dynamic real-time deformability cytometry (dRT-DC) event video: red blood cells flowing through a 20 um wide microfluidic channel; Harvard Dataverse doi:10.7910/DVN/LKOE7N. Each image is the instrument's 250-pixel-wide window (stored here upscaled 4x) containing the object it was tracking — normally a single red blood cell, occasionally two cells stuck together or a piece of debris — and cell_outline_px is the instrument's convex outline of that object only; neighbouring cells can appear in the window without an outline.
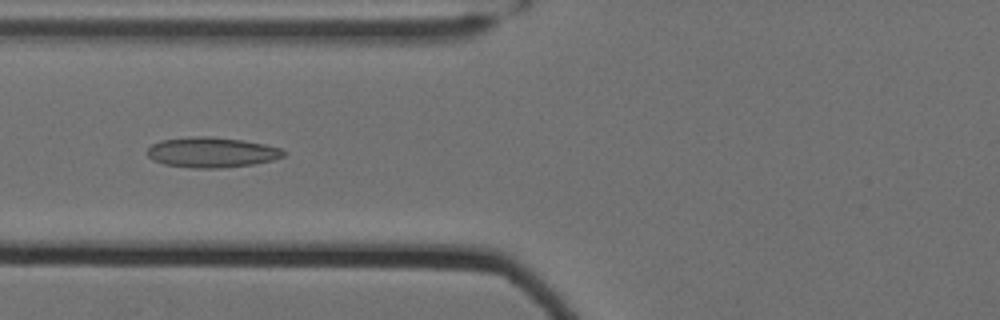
{"species": "Egyptian fruit bat (a non-hibernating species)", "species_latin": "Rousettus aegyptiacus", "temperature_condition": "cold", "stored_images_in_passage": 61, "camera_frame_rate_fps": 3000, "um_per_image_px": 0.085, "animal": {"sex": "female"}, "frame": {"image": 1, "passage_image": 27, "time_ms": 8.667, "image_size_px": [1000, 320], "cell_outline_px": [[288, 152], [284, 156], [272, 160], [252, 164], [220, 168], [192, 168], [164, 164], [152, 160], [148, 156], [148, 148], [152, 144], [160, 140], [188, 136], [212, 136], [240, 140], [264, 144], [280, 148]], "centroid_in_image_um": [17.97, 12.94], "position_along_channel_um": 107.8, "area_um2": 24.1}}
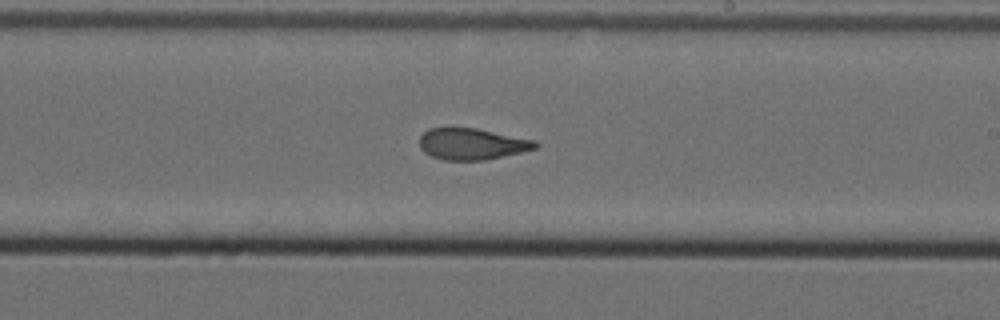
{"frame": {"image": 2, "passage_image": 39, "time_ms": 12.667, "image_size_px": [1000, 320], "cell_outline_px": [[540, 144], [536, 148], [520, 152], [484, 160], [444, 160], [432, 156], [424, 152], [420, 148], [420, 136], [428, 128], [476, 128], [536, 140]], "centroid_in_image_um": [40.12, 12.23], "position_along_channel_um": 248.9, "area_um2": 21.1}}
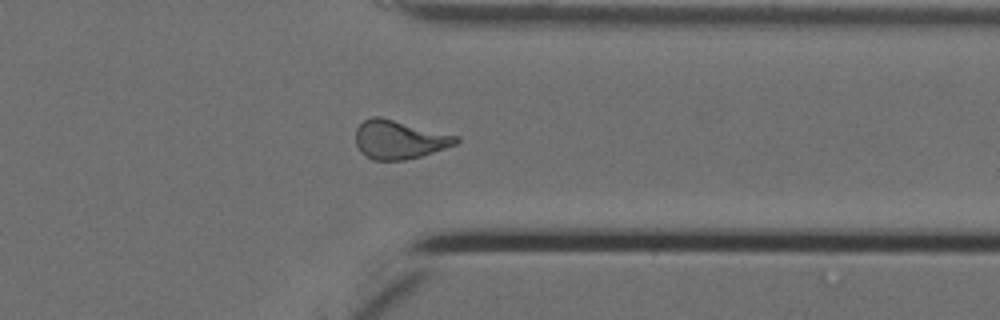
{"frame": {"image": 3, "passage_image": 50, "time_ms": 16.333, "image_size_px": [1000, 320], "cell_outline_px": [[460, 140], [456, 144], [420, 156], [404, 160], [372, 160], [360, 152], [356, 144], [356, 128], [364, 120], [372, 116], [380, 116], [460, 136]], "centroid_in_image_um": [33.92, 11.85], "position_along_channel_um": 377.5, "area_um2": 22.66}}